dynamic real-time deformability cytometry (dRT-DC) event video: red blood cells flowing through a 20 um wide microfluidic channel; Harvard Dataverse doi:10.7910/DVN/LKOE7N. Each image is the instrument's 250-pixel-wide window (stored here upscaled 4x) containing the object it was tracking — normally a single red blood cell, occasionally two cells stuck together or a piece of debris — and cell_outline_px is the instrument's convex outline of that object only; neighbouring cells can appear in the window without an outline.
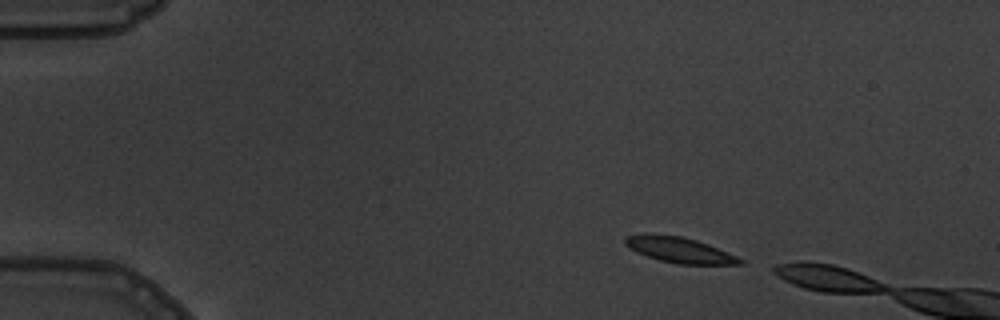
{"species": "common noctule bat (a hibernating species)", "species_latin": "Nyctalus noctula", "temperature_condition": "warm", "stored_images_in_passage": 3, "camera_frame_rate_fps": 3000, "um_per_image_px": 0.085, "animal": {"sex": "male", "body_mass_g": 19.5, "forearm_length_mm": 54.6}, "frame": {"image": 1, "passage_image": 1, "time_ms": 0.0, "image_size_px": [1000, 320], "cell_outline_px": [[744, 264], [680, 264], [660, 260], [636, 252], [628, 248], [624, 244], [624, 236], [644, 232], [652, 232], [680, 236], [696, 240], [708, 244], [736, 256], [744, 260]], "centroid_in_image_um": [57.67, 21.21], "position_along_channel_um": 27.3, "area_um2": 17.34}}